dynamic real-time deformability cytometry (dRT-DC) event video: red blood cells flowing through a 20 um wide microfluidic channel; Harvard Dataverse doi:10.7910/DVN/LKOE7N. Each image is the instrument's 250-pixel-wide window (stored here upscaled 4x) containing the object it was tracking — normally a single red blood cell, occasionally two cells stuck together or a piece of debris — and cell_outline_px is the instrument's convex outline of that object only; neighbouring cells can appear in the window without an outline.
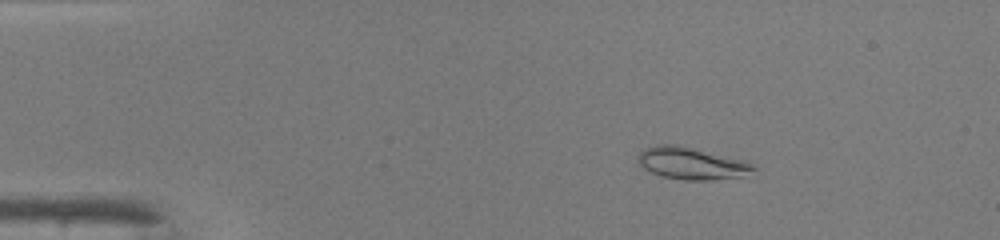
{"species": "common noctule bat (a hibernating species)", "species_latin": "Nyctalus noctula", "temperature_condition": "warm", "stored_images_in_passage": 45, "camera_frame_rate_fps": 3000, "um_per_image_px": 0.085, "animal": {"sex": "male", "body_mass_g": 19.0, "forearm_length_mm": 50.8}, "frame": {"image": 1, "passage_image": 5, "time_ms": 1.333, "image_size_px": [1000, 240], "cell_outline_px": [[756, 168], [740, 176], [712, 180], [684, 180], [660, 176], [644, 168], [636, 160], [636, 156], [644, 148], [656, 144], [676, 144], [744, 160], [752, 164]], "centroid_in_image_um": [58.7, 13.87], "position_along_channel_um": 26.3, "area_um2": 21.44}}
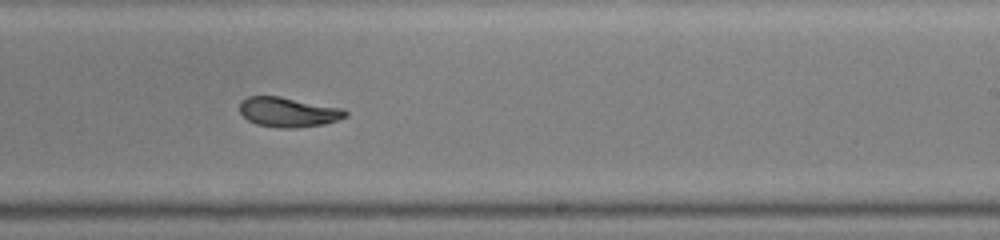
{"frame": {"image": 2, "passage_image": 27, "time_ms": 8.667, "image_size_px": [1000, 240], "cell_outline_px": [[348, 116], [324, 124], [296, 128], [280, 128], [256, 124], [248, 120], [240, 112], [240, 100], [248, 96], [280, 96], [344, 108], [348, 112]], "centroid_in_image_um": [24.51, 9.52], "position_along_channel_um": 264.5, "area_um2": 18.5}}
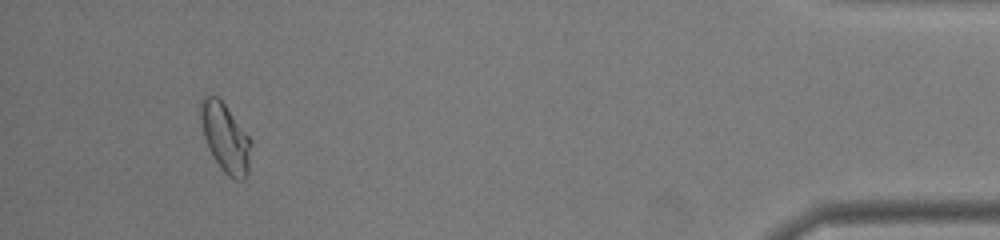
{"frame": {"image": 3, "passage_image": 42, "time_ms": 13.667, "image_size_px": [1000, 240], "cell_outline_px": [[252, 144], [248, 172], [240, 180], [232, 180], [224, 172], [212, 156], [208, 148], [204, 136], [200, 120], [200, 100], [204, 96], [216, 96], [224, 104], [252, 140]], "centroid_in_image_um": [19.15, 11.72], "position_along_channel_um": 416.0, "area_um2": 20.11}, "authors_computed_cell_mechanics": {"area_um2": 19.7676, "velocity_mm_per_s": 4.2798, "shape_relaxation_time_tau1_ms": 7.512, "shape_relaxation_time_tau2_ms": 0.9027, "deformation_change_tau1": 0.1878, "deformation_change_tau2": 0.0448}}